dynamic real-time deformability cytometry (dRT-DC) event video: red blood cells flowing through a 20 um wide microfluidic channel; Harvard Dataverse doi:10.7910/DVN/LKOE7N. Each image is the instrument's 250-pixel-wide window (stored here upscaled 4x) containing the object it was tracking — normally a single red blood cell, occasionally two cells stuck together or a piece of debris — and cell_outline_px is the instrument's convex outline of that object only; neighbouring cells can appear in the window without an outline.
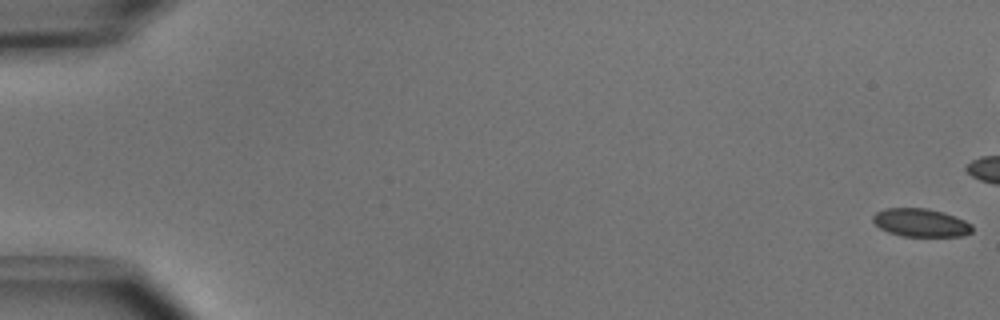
{"species": "common noctule bat (a hibernating species)", "species_latin": "Nyctalus noctula", "temperature_condition": "cold", "stored_images_in_passage": 53, "camera_frame_rate_fps": 3000, "um_per_image_px": 0.085, "animal": {"sex": "male", "body_mass_g": 15.6}, "frame": {"image": 1, "passage_image": 1, "time_ms": 0.0, "image_size_px": [1000, 320], "cell_outline_px": [[972, 232], [960, 236], [904, 236], [888, 232], [880, 228], [872, 220], [872, 216], [876, 212], [884, 208], [928, 208], [944, 212], [956, 216], [972, 224]], "centroid_in_image_um": [78.26, 18.91], "position_along_channel_um": 6.7, "area_um2": 16.36}}
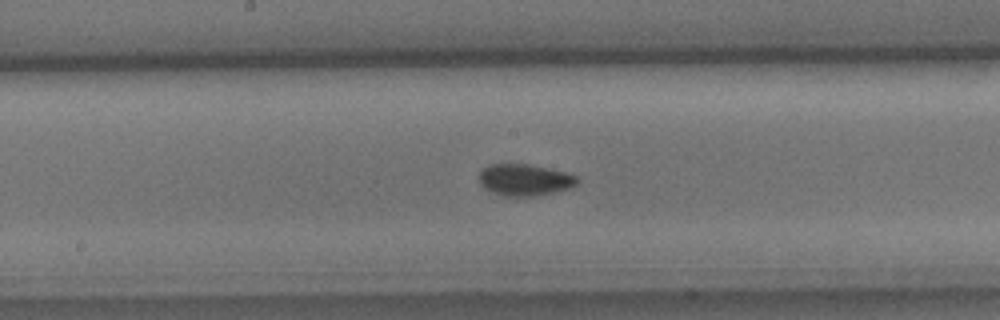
{"frame": {"image": 2, "passage_image": 28, "time_ms": 9.0, "image_size_px": [1000, 320], "cell_outline_px": [[580, 180], [576, 184], [568, 188], [552, 192], [532, 196], [500, 196], [484, 188], [480, 184], [480, 172], [484, 168], [492, 164], [528, 164], [548, 168], [564, 172], [576, 176]], "centroid_in_image_um": [44.57, 15.29], "position_along_channel_um": 203.6, "area_um2": 17.86}}
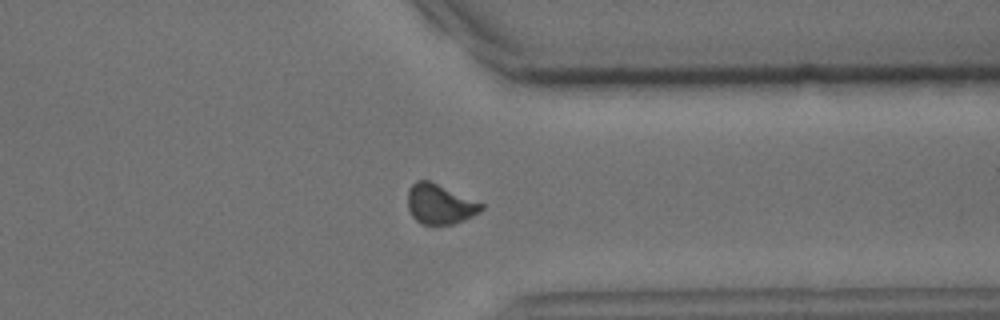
{"frame": {"image": 3, "passage_image": 41, "time_ms": 13.333, "image_size_px": [1000, 320], "cell_outline_px": [[484, 208], [480, 212], [464, 220], [452, 224], [420, 224], [412, 216], [408, 208], [408, 188], [416, 180], [428, 180], [484, 204]], "centroid_in_image_um": [37.37, 17.35], "position_along_channel_um": 374.0, "area_um2": 16.99}, "authors_computed_cell_mechanics": {"area_um2": 17.34, "velocity_mm_per_s": 3.9582, "shape_relaxation_time_tau1_ms": 3.1528, "shape_relaxation_time_tau2_ms": 2.6693, "deformation_change_tau1": 0.0775, "deformation_change_tau2": 0.0394}}